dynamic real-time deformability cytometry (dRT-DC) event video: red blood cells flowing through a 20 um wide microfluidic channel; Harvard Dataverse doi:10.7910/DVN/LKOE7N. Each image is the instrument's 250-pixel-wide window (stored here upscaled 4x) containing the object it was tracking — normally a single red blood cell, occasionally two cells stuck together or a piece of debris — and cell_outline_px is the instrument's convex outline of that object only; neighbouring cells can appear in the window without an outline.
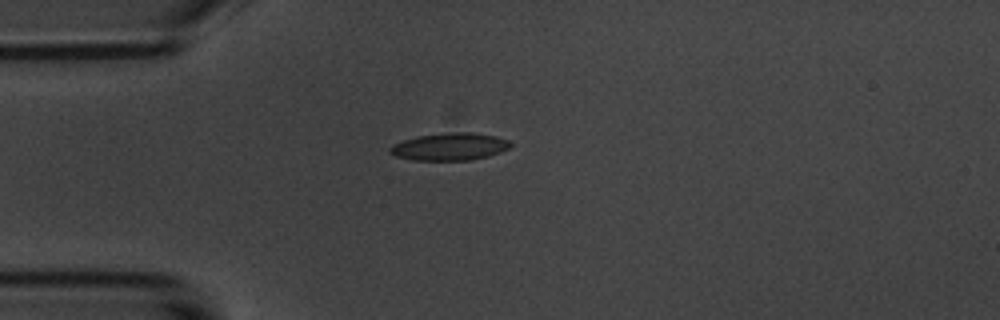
{"species": "common noctule bat (a hibernating species)", "species_latin": "Nyctalus noctula", "temperature_condition": "room temperature", "stored_images_in_passage": 1, "camera_frame_rate_fps": 3000, "um_per_image_px": 0.085, "animal": {"sex": "male", "body_mass_g": 20.1, "forearm_length_mm": 53.5}, "frame": {"image": 1, "passage_image": 1, "time_ms": 0.0, "image_size_px": [1000, 320], "cell_outline_px": [[512, 144], [508, 148], [500, 152], [488, 156], [468, 160], [412, 160], [396, 156], [388, 152], [388, 148], [392, 144], [416, 136], [456, 132], [472, 132], [496, 136], [508, 140]], "centroid_in_image_um": [38.2, 12.46], "position_along_channel_um": 46.8, "area_um2": 19.19}}